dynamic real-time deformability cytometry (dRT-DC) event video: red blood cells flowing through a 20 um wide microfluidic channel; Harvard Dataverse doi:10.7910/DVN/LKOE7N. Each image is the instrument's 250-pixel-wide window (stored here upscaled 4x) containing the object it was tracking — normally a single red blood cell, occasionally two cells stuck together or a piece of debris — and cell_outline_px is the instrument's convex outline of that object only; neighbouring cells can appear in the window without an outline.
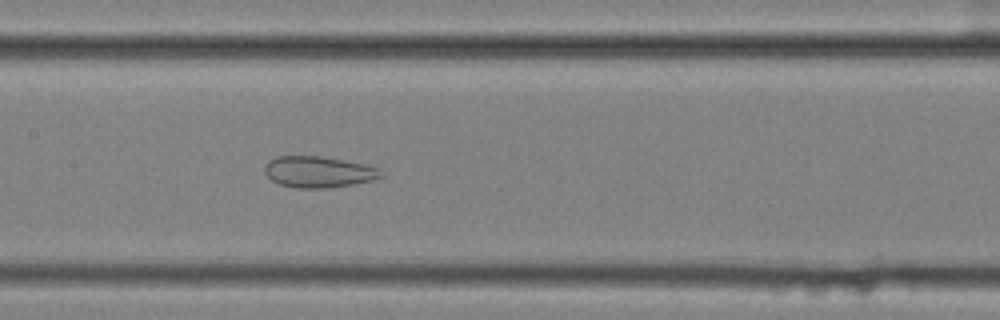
{"species": "common noctule bat (a hibernating species)", "species_latin": "Nyctalus noctula", "temperature_condition": "cold", "stored_images_in_passage": 56, "camera_frame_rate_fps": 3000, "um_per_image_px": 0.085, "animal": {"sex": "female", "body_mass_g": 25.1}, "frame": {"image": 1, "passage_image": 28, "time_ms": 9.0, "image_size_px": [1000, 320], "cell_outline_px": [[384, 176], [372, 180], [352, 184], [324, 188], [296, 188], [280, 184], [272, 180], [264, 172], [264, 168], [276, 156], [320, 156], [344, 160], [380, 168]], "centroid_in_image_um": [27.09, 14.61], "position_along_channel_um": 180.3, "area_um2": 20.92}}
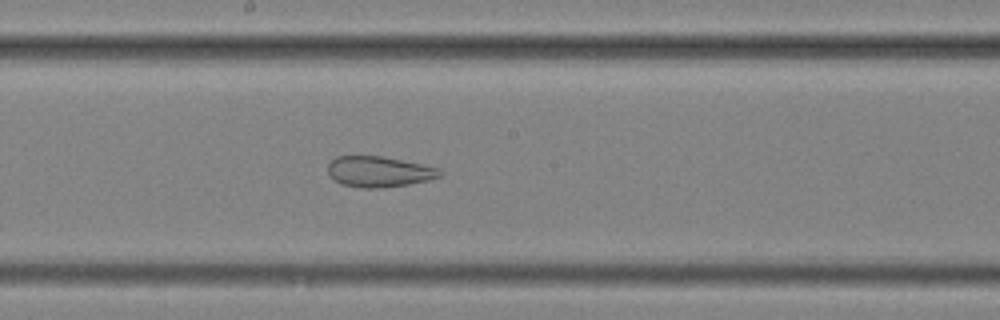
{"frame": {"image": 2, "passage_image": 31, "time_ms": 10.0, "image_size_px": [1000, 320], "cell_outline_px": [[444, 172], [440, 176], [428, 180], [408, 184], [380, 188], [364, 188], [340, 184], [328, 172], [328, 164], [336, 156], [384, 156], [440, 168]], "centroid_in_image_um": [32.24, 14.58], "position_along_channel_um": 216.0, "area_um2": 20.0}}
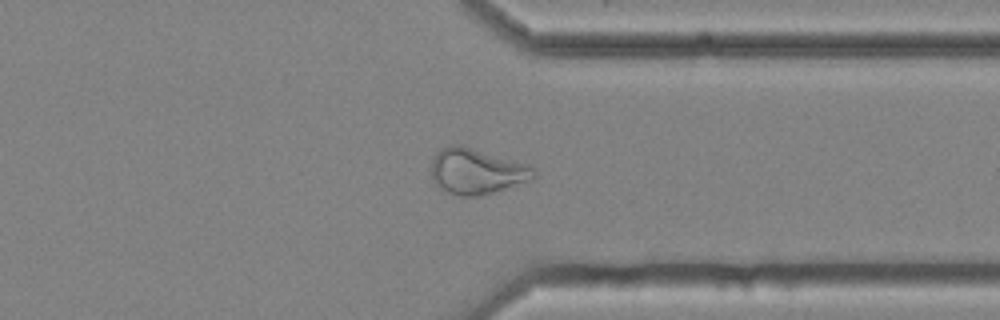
{"frame": {"image": 3, "passage_image": 44, "time_ms": 14.333, "image_size_px": [1000, 320], "cell_outline_px": [[536, 176], [532, 180], [492, 192], [476, 196], [460, 196], [440, 192], [432, 180], [432, 160], [436, 152], [440, 148], [448, 144], [460, 144], [528, 164], [536, 168]], "centroid_in_image_um": [40.48, 14.56], "position_along_channel_um": 370.9, "area_um2": 27.74}, "authors_computed_cell_mechanics": {"area_um2": 29.1023, "velocity_mm_per_s": 3.5763, "shape_relaxation_time_tau1_ms": null, "shape_relaxation_time_tau2_ms": 1.7166, "deformation_change_tau1": null, "deformation_change_tau2": 0.0967}}